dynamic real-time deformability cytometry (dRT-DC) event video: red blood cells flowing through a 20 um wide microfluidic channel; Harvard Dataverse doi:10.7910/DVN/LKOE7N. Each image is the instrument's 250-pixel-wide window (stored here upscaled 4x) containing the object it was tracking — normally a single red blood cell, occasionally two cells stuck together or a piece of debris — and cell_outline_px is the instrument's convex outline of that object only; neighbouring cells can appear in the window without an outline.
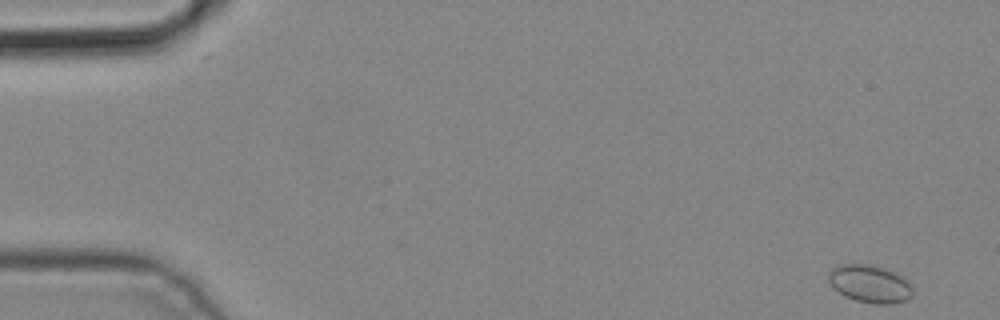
{"species": "common noctule bat (a hibernating species)", "species_latin": "Nyctalus noctula", "temperature_condition": "cold", "stored_images_in_passage": 4, "camera_frame_rate_fps": 3000, "um_per_image_px": 0.085, "animal": {"sex": "male", "body_mass_g": 19.2, "forearm_length_mm": 51.8}, "frame": {"image": 1, "passage_image": 1, "time_ms": 0.0, "image_size_px": [1000, 320], "cell_outline_px": [[912, 296], [908, 300], [892, 304], [876, 304], [856, 300], [844, 296], [832, 288], [828, 284], [828, 272], [832, 268], [840, 264], [868, 264], [884, 268], [900, 276], [912, 288]], "centroid_in_image_um": [73.87, 24.14], "position_along_channel_um": 11.1, "area_um2": 18.5}}